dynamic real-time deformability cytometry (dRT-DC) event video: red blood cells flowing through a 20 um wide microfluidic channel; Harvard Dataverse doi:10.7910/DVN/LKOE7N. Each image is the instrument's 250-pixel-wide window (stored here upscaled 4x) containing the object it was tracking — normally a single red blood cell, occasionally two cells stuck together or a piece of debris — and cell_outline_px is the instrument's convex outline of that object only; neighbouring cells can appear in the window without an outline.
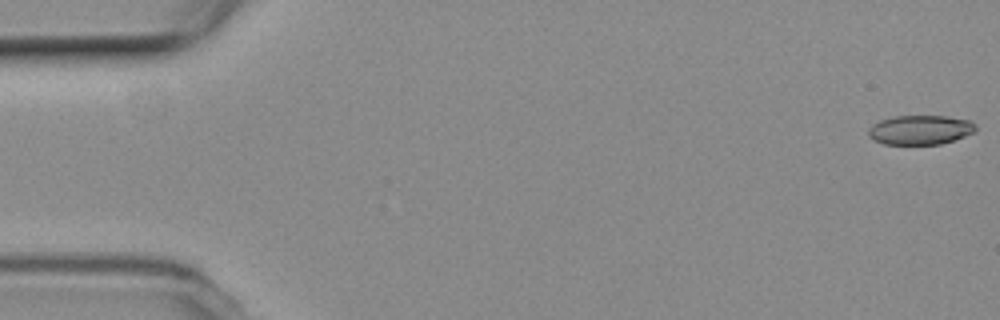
{"species": "common noctule bat (a hibernating species)", "species_latin": "Nyctalus noctula", "temperature_condition": "room temperature", "stored_images_in_passage": 55, "camera_frame_rate_fps": 3000, "um_per_image_px": 0.085, "animal": {"sex": "female", "body_mass_g": 19.3, "forearm_length_mm": 54.1}, "frame": {"image": 1, "passage_image": 1, "time_ms": 0.0, "image_size_px": [1000, 320], "cell_outline_px": [[976, 132], [940, 144], [884, 144], [872, 140], [868, 136], [868, 128], [872, 124], [880, 120], [896, 116], [948, 116], [972, 120], [976, 124]], "centroid_in_image_um": [78.22, 11.03], "position_along_channel_um": 6.8, "area_um2": 18.55}}
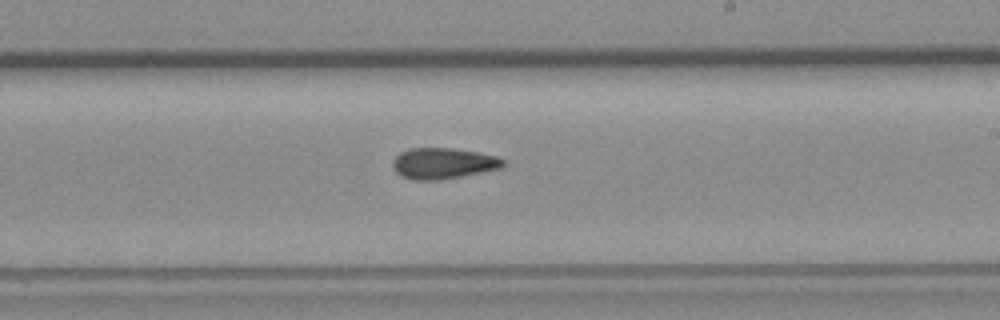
{"frame": {"image": 2, "passage_image": 32, "time_ms": 10.333, "image_size_px": [1000, 320], "cell_outline_px": [[504, 164], [500, 168], [440, 180], [412, 180], [400, 176], [392, 168], [392, 160], [400, 152], [408, 148], [452, 148], [480, 152], [496, 156], [504, 160]], "centroid_in_image_um": [37.61, 13.88], "position_along_channel_um": 251.4, "area_um2": 20.0}}
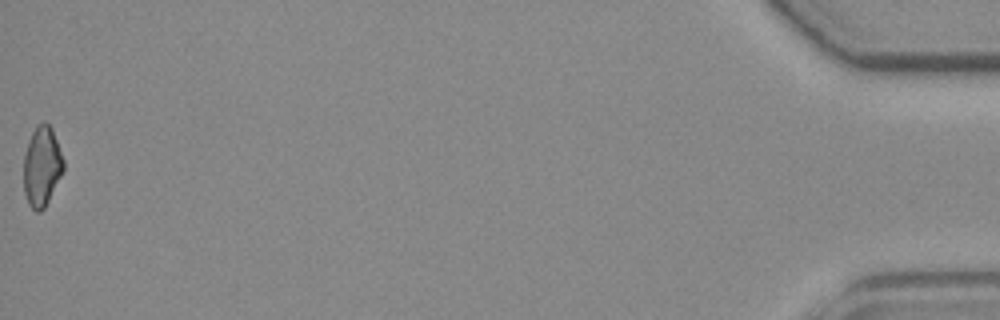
{"frame": {"image": 3, "passage_image": 55, "time_ms": 18.0, "image_size_px": [1000, 320], "cell_outline_px": [[64, 168], [44, 208], [40, 212], [36, 212], [28, 204], [24, 192], [24, 156], [28, 140], [36, 124], [44, 120], [52, 128], [64, 160]], "centroid_in_image_um": [3.54, 14.1], "position_along_channel_um": 431.7, "area_um2": 18.5}, "authors_computed_cell_mechanics": {"area_um2": 19.5364, "velocity_mm_per_s": 3.7561, "shape_relaxation_time_tau1_ms": null, "shape_relaxation_time_tau2_ms": 4.9271, "deformation_change_tau1": null, "deformation_change_tau2": 0.109}}